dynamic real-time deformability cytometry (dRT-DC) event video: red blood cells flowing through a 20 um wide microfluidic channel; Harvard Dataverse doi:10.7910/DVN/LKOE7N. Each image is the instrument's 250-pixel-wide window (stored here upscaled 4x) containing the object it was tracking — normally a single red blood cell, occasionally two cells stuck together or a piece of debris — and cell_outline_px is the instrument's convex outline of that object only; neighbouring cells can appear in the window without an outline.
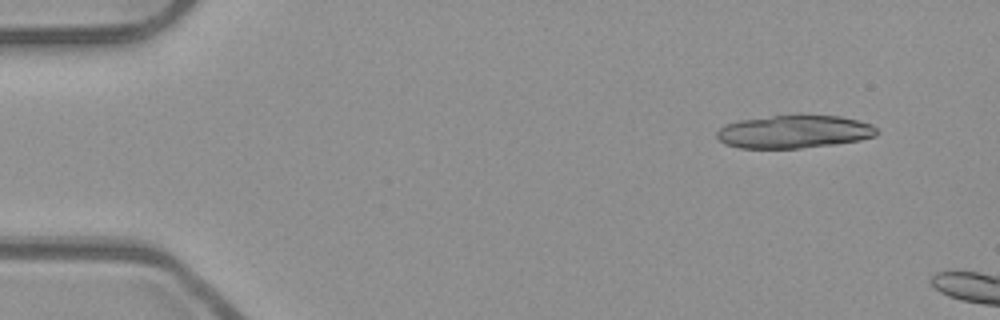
{"species": "common noctule bat (a hibernating species)", "species_latin": "Nyctalus noctula", "temperature_condition": "room temperature", "stored_images_in_passage": 9, "camera_frame_rate_fps": 3000, "um_per_image_px": 0.085, "animal": {"sex": "male", "body_mass_g": 23.1, "forearm_length_mm": 52.7}, "frame": {"image": 1, "passage_image": 3, "time_ms": 0.667, "image_size_px": [1000, 320], "cell_outline_px": [[880, 132], [876, 136], [860, 140], [832, 144], [800, 148], [740, 148], [724, 144], [716, 136], [716, 132], [724, 124], [740, 120], [772, 116], [840, 116], [872, 124]], "centroid_in_image_um": [67.49, 11.2], "position_along_channel_um": 17.5, "area_um2": 30.52}}